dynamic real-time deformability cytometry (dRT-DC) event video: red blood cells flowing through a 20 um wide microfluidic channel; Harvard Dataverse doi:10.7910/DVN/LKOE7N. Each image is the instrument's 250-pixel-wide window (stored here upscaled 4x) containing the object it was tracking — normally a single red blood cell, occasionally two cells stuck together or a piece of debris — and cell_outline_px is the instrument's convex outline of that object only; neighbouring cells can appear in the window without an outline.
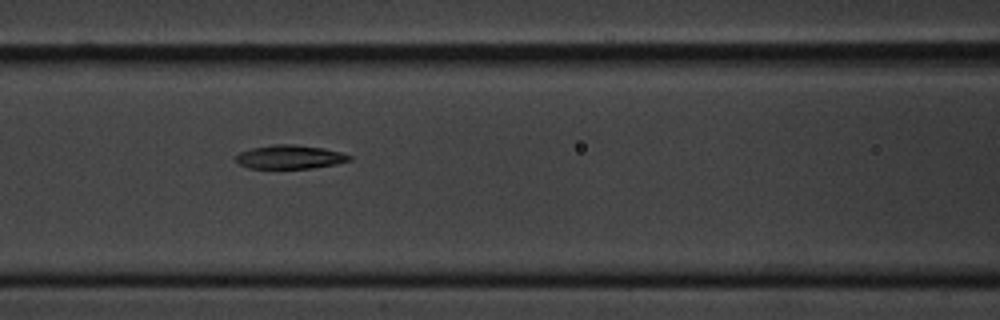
{"species": "common noctule bat (a hibernating species)", "species_latin": "Nyctalus noctula", "temperature_condition": "cold", "stored_images_in_passage": 5, "camera_frame_rate_fps": 3000, "um_per_image_px": 0.085, "animal": {"sex": "male", "body_mass_g": 20.1, "forearm_length_mm": 53.5}, "frame": {"image": 1, "passage_image": 3, "time_ms": 2.333, "image_size_px": [1000, 320], "cell_outline_px": [[352, 160], [336, 164], [312, 168], [248, 168], [240, 164], [236, 160], [236, 156], [240, 152], [252, 148], [272, 144], [292, 144], [324, 148], [340, 152], [352, 156]], "centroid_in_image_um": [24.66, 13.34], "position_along_channel_um": 141.9, "area_um2": 15.66}}
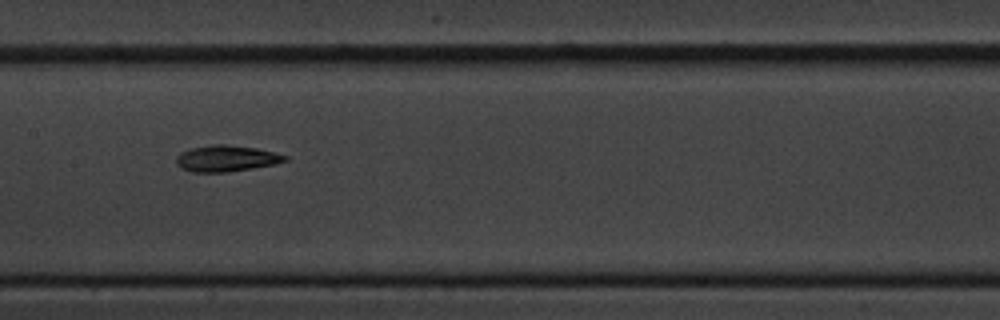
{"frame": {"image": 2, "passage_image": 4, "time_ms": 3.667, "image_size_px": [1000, 320], "cell_outline_px": [[288, 160], [276, 164], [228, 172], [192, 172], [176, 164], [176, 156], [180, 152], [192, 148], [212, 144], [228, 144], [256, 148], [288, 156]], "centroid_in_image_um": [19.24, 13.46], "position_along_channel_um": 188.2, "area_um2": 16.59}}
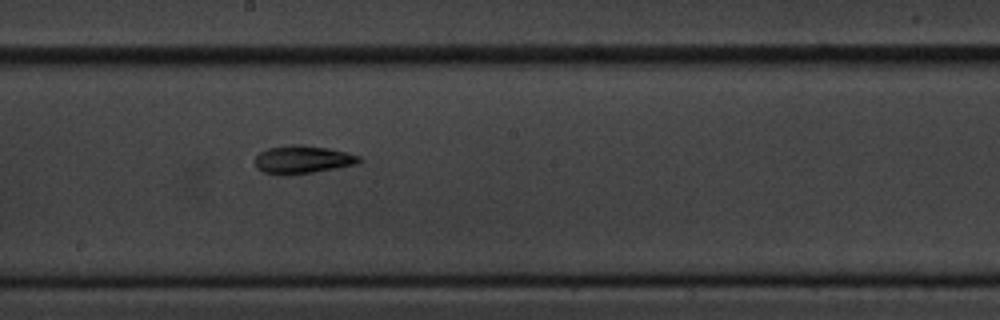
{"frame": {"image": 3, "passage_image": 5, "time_ms": 4.667, "image_size_px": [1000, 320], "cell_outline_px": [[364, 160], [356, 164], [336, 168], [312, 172], [284, 176], [264, 172], [256, 168], [256, 156], [260, 152], [268, 148], [292, 144], [304, 144], [328, 148], [360, 156]], "centroid_in_image_um": [25.72, 13.56], "position_along_channel_um": 222.5, "area_um2": 17.05}}